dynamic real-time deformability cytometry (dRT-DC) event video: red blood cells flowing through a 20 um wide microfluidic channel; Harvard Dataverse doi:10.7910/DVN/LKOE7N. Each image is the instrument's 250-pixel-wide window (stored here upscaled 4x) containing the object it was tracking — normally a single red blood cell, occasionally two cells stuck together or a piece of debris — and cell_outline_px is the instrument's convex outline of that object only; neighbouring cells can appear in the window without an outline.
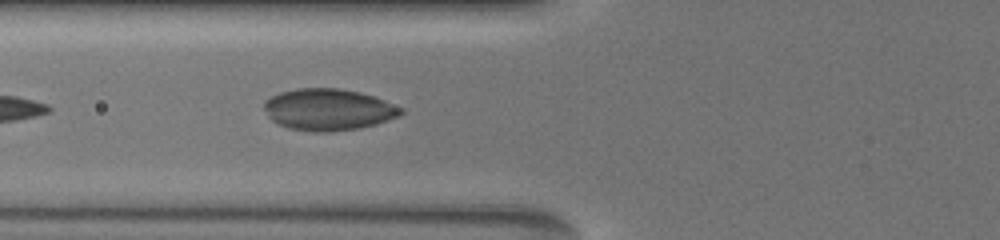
{"species": "common noctule bat (a hibernating species)", "species_latin": "Nyctalus noctula", "temperature_condition": "warm", "stored_images_in_passage": 18, "camera_frame_rate_fps": 3000, "um_per_image_px": 0.085, "animal": {"sex": "female", "body_mass_g": 19.5, "forearm_length_mm": 54.1}, "frame": {"image": 1, "passage_image": 7, "time_ms": 6.667, "image_size_px": [1000, 240], "cell_outline_px": [[404, 112], [400, 116], [376, 124], [360, 128], [332, 132], [312, 132], [288, 128], [276, 124], [268, 116], [264, 108], [264, 100], [280, 92], [296, 88], [336, 88], [360, 92], [384, 100], [404, 108]], "centroid_in_image_um": [27.91, 9.32], "position_along_channel_um": 97.9, "area_um2": 33.47}}
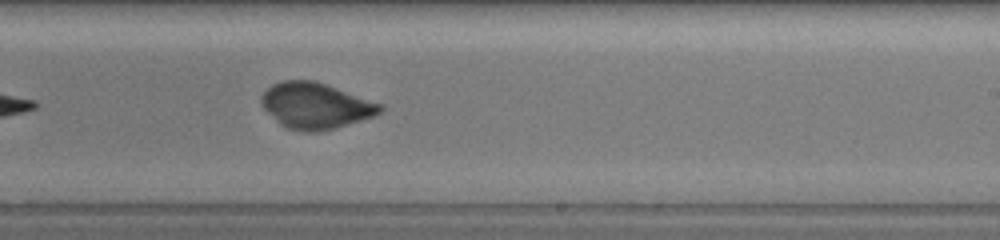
{"frame": {"image": 2, "passage_image": 11, "time_ms": 11.0, "image_size_px": [1000, 240], "cell_outline_px": [[384, 108], [376, 116], [324, 132], [300, 132], [288, 128], [280, 124], [260, 104], [260, 100], [264, 92], [272, 84], [284, 80], [316, 80], [380, 104]], "centroid_in_image_um": [26.82, 9.0], "position_along_channel_um": 262.2, "area_um2": 31.91}}
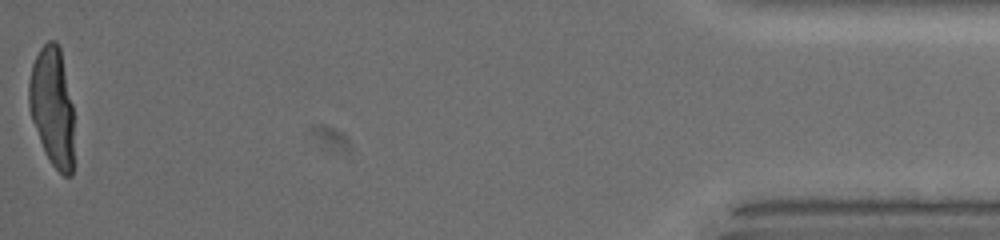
{"frame": {"image": 3, "passage_image": 18, "time_ms": 17.667, "image_size_px": [1000, 240], "cell_outline_px": [[72, 176], [64, 176], [52, 164], [44, 152], [32, 120], [28, 104], [28, 84], [32, 64], [40, 48], [48, 40], [56, 40], [60, 48], [72, 104]], "centroid_in_image_um": [4.42, 9.04], "position_along_channel_um": 430.8, "area_um2": 30.98}}